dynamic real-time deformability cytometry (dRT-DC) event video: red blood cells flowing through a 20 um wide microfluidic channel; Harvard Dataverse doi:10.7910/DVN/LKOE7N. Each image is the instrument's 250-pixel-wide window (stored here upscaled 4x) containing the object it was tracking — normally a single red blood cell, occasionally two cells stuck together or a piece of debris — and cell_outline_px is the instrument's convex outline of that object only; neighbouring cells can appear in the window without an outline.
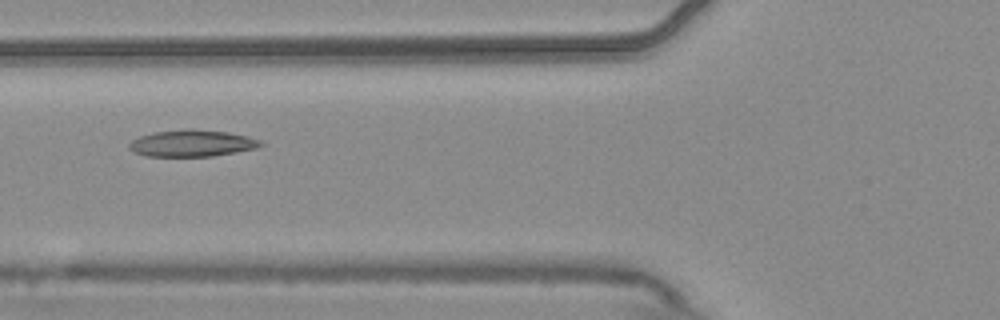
{"species": "common noctule bat (a hibernating species)", "species_latin": "Nyctalus noctula", "temperature_condition": "warm", "stored_images_in_passage": 5, "camera_frame_rate_fps": 3000, "um_per_image_px": 0.085, "animal": {"sex": "male", "body_mass_g": 20.4}, "frame": {"image": 1, "passage_image": 3, "time_ms": 0.667, "image_size_px": [1000, 320], "cell_outline_px": [[264, 144], [256, 148], [236, 152], [212, 156], [144, 156], [128, 148], [128, 144], [132, 140], [140, 136], [156, 132], [188, 128], [192, 128], [228, 132], [248, 136], [260, 140]], "centroid_in_image_um": [16.33, 12.17], "position_along_channel_um": 109.5, "area_um2": 20.46}}
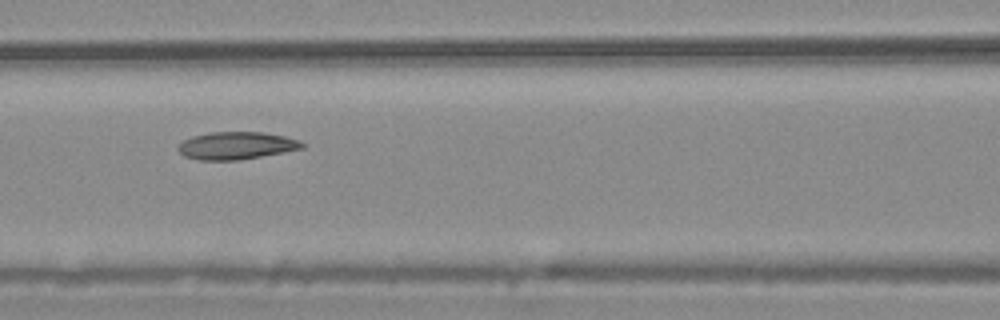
{"frame": {"image": 2, "passage_image": 4, "time_ms": 1.0, "image_size_px": [1000, 320], "cell_outline_px": [[304, 148], [284, 152], [240, 160], [200, 160], [184, 156], [176, 148], [184, 140], [192, 136], [212, 132], [264, 132], [284, 136], [300, 140], [304, 144]], "centroid_in_image_um": [20.1, 12.38], "position_along_channel_um": 146.5, "area_um2": 19.88}}
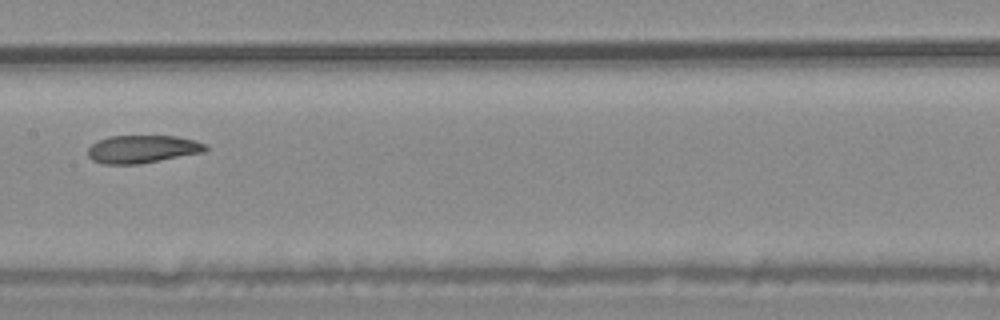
{"frame": {"image": 3, "passage_image": 5, "time_ms": 1.333, "image_size_px": [1000, 320], "cell_outline_px": [[208, 148], [204, 152], [140, 164], [104, 164], [92, 160], [88, 156], [88, 148], [92, 144], [108, 136], [176, 136], [196, 140], [208, 144]], "centroid_in_image_um": [12.13, 12.67], "position_along_channel_um": 195.3, "area_um2": 19.19}}